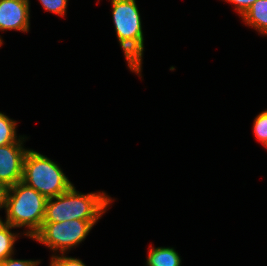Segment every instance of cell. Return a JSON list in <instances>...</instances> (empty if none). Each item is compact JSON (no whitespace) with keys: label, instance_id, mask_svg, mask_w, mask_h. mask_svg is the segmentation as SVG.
<instances>
[{"label":"cell","instance_id":"7c38bea8","mask_svg":"<svg viewBox=\"0 0 267 266\" xmlns=\"http://www.w3.org/2000/svg\"><path fill=\"white\" fill-rule=\"evenodd\" d=\"M253 133L261 144L264 145L267 142V110L262 111L255 117Z\"/></svg>","mask_w":267,"mask_h":266},{"label":"cell","instance_id":"9a60e30c","mask_svg":"<svg viewBox=\"0 0 267 266\" xmlns=\"http://www.w3.org/2000/svg\"><path fill=\"white\" fill-rule=\"evenodd\" d=\"M40 262V260L14 259L13 256H10L2 263H0V266H38Z\"/></svg>","mask_w":267,"mask_h":266},{"label":"cell","instance_id":"ac0fdd59","mask_svg":"<svg viewBox=\"0 0 267 266\" xmlns=\"http://www.w3.org/2000/svg\"><path fill=\"white\" fill-rule=\"evenodd\" d=\"M6 222L4 221L3 222V220L1 219V217H0V228L5 224Z\"/></svg>","mask_w":267,"mask_h":266},{"label":"cell","instance_id":"4fadbf2b","mask_svg":"<svg viewBox=\"0 0 267 266\" xmlns=\"http://www.w3.org/2000/svg\"><path fill=\"white\" fill-rule=\"evenodd\" d=\"M44 10L59 16L66 15L68 0H39Z\"/></svg>","mask_w":267,"mask_h":266},{"label":"cell","instance_id":"3957f363","mask_svg":"<svg viewBox=\"0 0 267 266\" xmlns=\"http://www.w3.org/2000/svg\"><path fill=\"white\" fill-rule=\"evenodd\" d=\"M47 198L20 181L11 186L5 205V222L15 228H27L23 234L32 238L41 228Z\"/></svg>","mask_w":267,"mask_h":266},{"label":"cell","instance_id":"d6986e66","mask_svg":"<svg viewBox=\"0 0 267 266\" xmlns=\"http://www.w3.org/2000/svg\"><path fill=\"white\" fill-rule=\"evenodd\" d=\"M263 147H265L267 149V142L263 145Z\"/></svg>","mask_w":267,"mask_h":266},{"label":"cell","instance_id":"52a82bcc","mask_svg":"<svg viewBox=\"0 0 267 266\" xmlns=\"http://www.w3.org/2000/svg\"><path fill=\"white\" fill-rule=\"evenodd\" d=\"M30 28L29 0H0V31L28 32ZM0 37V46L3 40Z\"/></svg>","mask_w":267,"mask_h":266},{"label":"cell","instance_id":"8fae6325","mask_svg":"<svg viewBox=\"0 0 267 266\" xmlns=\"http://www.w3.org/2000/svg\"><path fill=\"white\" fill-rule=\"evenodd\" d=\"M17 121L12 120L0 112V146L16 143L21 136H17Z\"/></svg>","mask_w":267,"mask_h":266},{"label":"cell","instance_id":"e0dca14e","mask_svg":"<svg viewBox=\"0 0 267 266\" xmlns=\"http://www.w3.org/2000/svg\"><path fill=\"white\" fill-rule=\"evenodd\" d=\"M10 186L0 180V209L5 208Z\"/></svg>","mask_w":267,"mask_h":266},{"label":"cell","instance_id":"9c48e42d","mask_svg":"<svg viewBox=\"0 0 267 266\" xmlns=\"http://www.w3.org/2000/svg\"><path fill=\"white\" fill-rule=\"evenodd\" d=\"M146 266H181V257L172 247L149 246Z\"/></svg>","mask_w":267,"mask_h":266},{"label":"cell","instance_id":"277c9868","mask_svg":"<svg viewBox=\"0 0 267 266\" xmlns=\"http://www.w3.org/2000/svg\"><path fill=\"white\" fill-rule=\"evenodd\" d=\"M22 182L47 199L64 193L73 185L56 162L31 149L24 158Z\"/></svg>","mask_w":267,"mask_h":266},{"label":"cell","instance_id":"6da1fadb","mask_svg":"<svg viewBox=\"0 0 267 266\" xmlns=\"http://www.w3.org/2000/svg\"><path fill=\"white\" fill-rule=\"evenodd\" d=\"M113 201L104 191L83 194L72 185L64 193L47 199L43 222L99 220Z\"/></svg>","mask_w":267,"mask_h":266},{"label":"cell","instance_id":"ba28073f","mask_svg":"<svg viewBox=\"0 0 267 266\" xmlns=\"http://www.w3.org/2000/svg\"><path fill=\"white\" fill-rule=\"evenodd\" d=\"M241 18L245 25L267 36V0H256Z\"/></svg>","mask_w":267,"mask_h":266},{"label":"cell","instance_id":"2e32d148","mask_svg":"<svg viewBox=\"0 0 267 266\" xmlns=\"http://www.w3.org/2000/svg\"><path fill=\"white\" fill-rule=\"evenodd\" d=\"M235 6L234 10L241 17L256 0H225Z\"/></svg>","mask_w":267,"mask_h":266},{"label":"cell","instance_id":"5bb4252c","mask_svg":"<svg viewBox=\"0 0 267 266\" xmlns=\"http://www.w3.org/2000/svg\"><path fill=\"white\" fill-rule=\"evenodd\" d=\"M50 266H86L79 258H73L62 255H52L50 259Z\"/></svg>","mask_w":267,"mask_h":266},{"label":"cell","instance_id":"7a4b0ae2","mask_svg":"<svg viewBox=\"0 0 267 266\" xmlns=\"http://www.w3.org/2000/svg\"><path fill=\"white\" fill-rule=\"evenodd\" d=\"M111 5L115 32L127 66L141 76L144 36L136 0H111Z\"/></svg>","mask_w":267,"mask_h":266},{"label":"cell","instance_id":"8992f818","mask_svg":"<svg viewBox=\"0 0 267 266\" xmlns=\"http://www.w3.org/2000/svg\"><path fill=\"white\" fill-rule=\"evenodd\" d=\"M25 136L16 143L0 146V180L8 186H13L22 181L23 162L29 149L23 146Z\"/></svg>","mask_w":267,"mask_h":266},{"label":"cell","instance_id":"5b68a950","mask_svg":"<svg viewBox=\"0 0 267 266\" xmlns=\"http://www.w3.org/2000/svg\"><path fill=\"white\" fill-rule=\"evenodd\" d=\"M98 220H65L63 222H43L33 240L51 249L54 254L67 253L78 246L88 236Z\"/></svg>","mask_w":267,"mask_h":266},{"label":"cell","instance_id":"30bf717a","mask_svg":"<svg viewBox=\"0 0 267 266\" xmlns=\"http://www.w3.org/2000/svg\"><path fill=\"white\" fill-rule=\"evenodd\" d=\"M13 228L7 223L0 228V263L14 255V244L19 233L12 232Z\"/></svg>","mask_w":267,"mask_h":266}]
</instances>
